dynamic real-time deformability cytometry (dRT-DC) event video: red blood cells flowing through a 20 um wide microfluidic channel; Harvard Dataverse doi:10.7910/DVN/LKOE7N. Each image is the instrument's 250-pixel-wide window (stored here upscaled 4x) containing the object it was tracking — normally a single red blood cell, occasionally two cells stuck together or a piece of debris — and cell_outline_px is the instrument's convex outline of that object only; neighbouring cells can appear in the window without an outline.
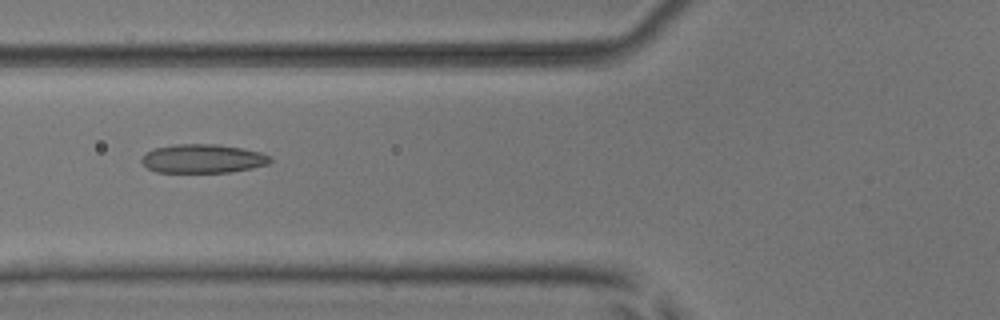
{"species": "common noctule bat (a hibernating species)", "species_latin": "Nyctalus noctula", "temperature_condition": "room temperature", "stored_images_in_passage": 5, "camera_frame_rate_fps": 3000, "um_per_image_px": 0.085, "animal": {"sex": "male", "body_mass_g": 17.9, "forearm_length_mm": 54.2}, "frame": {"image": 1, "passage_image": 5, "time_ms": 5.667, "image_size_px": [1000, 320], "cell_outline_px": [[272, 160], [268, 164], [252, 168], [232, 172], [156, 172], [148, 168], [140, 160], [152, 148], [176, 144], [216, 144], [240, 148], [260, 152], [268, 156]], "centroid_in_image_um": [17.23, 13.48], "position_along_channel_um": 108.6, "area_um2": 21.44}}